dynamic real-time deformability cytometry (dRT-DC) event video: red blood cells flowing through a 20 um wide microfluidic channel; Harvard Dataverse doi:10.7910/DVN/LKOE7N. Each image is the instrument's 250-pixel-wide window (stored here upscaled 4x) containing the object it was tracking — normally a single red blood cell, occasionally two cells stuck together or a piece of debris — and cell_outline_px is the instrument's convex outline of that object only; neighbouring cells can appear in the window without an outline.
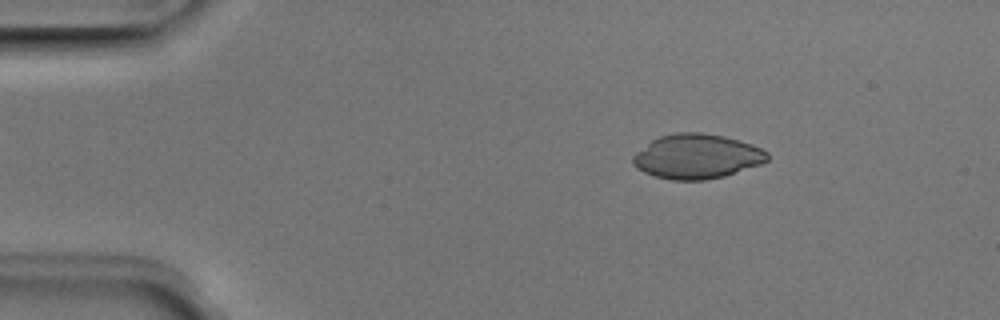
{"species": "Egyptian fruit bat (a non-hibernating species)", "species_latin": "Rousettus aegyptiacus", "temperature_condition": "room temperature", "stored_images_in_passage": 49, "camera_frame_rate_fps": 3000, "um_per_image_px": 0.085, "animal": {"sex": "male"}, "frame": {"image": 1, "passage_image": 7, "time_ms": 2.0, "image_size_px": [1000, 320], "cell_outline_px": [[768, 160], [760, 164], [724, 176], [704, 180], [672, 180], [656, 176], [644, 172], [636, 168], [632, 164], [632, 156], [636, 152], [652, 140], [660, 136], [676, 132], [700, 132], [724, 136], [740, 140], [752, 144], [768, 152]], "centroid_in_image_um": [59.22, 13.29], "position_along_channel_um": 25.8, "area_um2": 34.91}}